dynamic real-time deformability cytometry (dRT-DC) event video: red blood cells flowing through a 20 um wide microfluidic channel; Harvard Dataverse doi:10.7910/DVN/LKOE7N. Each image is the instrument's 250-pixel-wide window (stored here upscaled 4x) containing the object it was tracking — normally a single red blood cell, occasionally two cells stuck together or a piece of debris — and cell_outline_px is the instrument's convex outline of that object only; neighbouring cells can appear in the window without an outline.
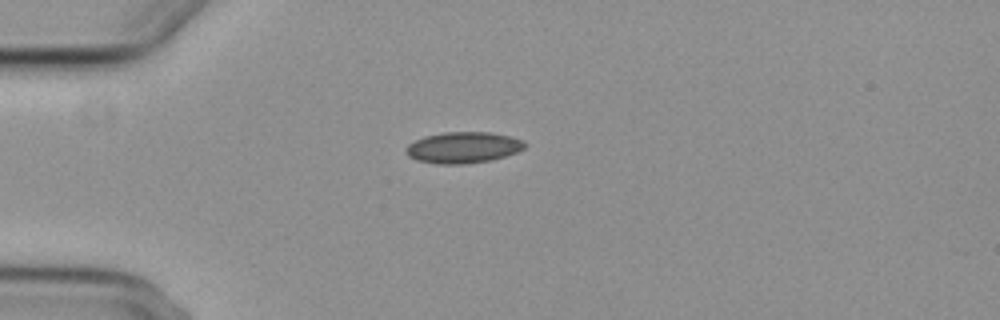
{"species": "common noctule bat (a hibernating species)", "species_latin": "Nyctalus noctula", "temperature_condition": "cold", "stored_images_in_passage": 5, "camera_frame_rate_fps": 3000, "um_per_image_px": 0.085, "animal": {"sex": "female", "body_mass_g": 29.2, "forearm_length_mm": 56.3}, "frame": {"image": 1, "passage_image": 5, "time_ms": 5.0, "image_size_px": [1000, 320], "cell_outline_px": [[528, 144], [524, 148], [516, 152], [492, 160], [464, 164], [436, 164], [416, 160], [408, 156], [404, 152], [404, 148], [408, 144], [424, 136], [444, 132], [488, 132], [512, 136], [524, 140]], "centroid_in_image_um": [39.36, 12.54], "position_along_channel_um": 45.6, "area_um2": 21.85}}